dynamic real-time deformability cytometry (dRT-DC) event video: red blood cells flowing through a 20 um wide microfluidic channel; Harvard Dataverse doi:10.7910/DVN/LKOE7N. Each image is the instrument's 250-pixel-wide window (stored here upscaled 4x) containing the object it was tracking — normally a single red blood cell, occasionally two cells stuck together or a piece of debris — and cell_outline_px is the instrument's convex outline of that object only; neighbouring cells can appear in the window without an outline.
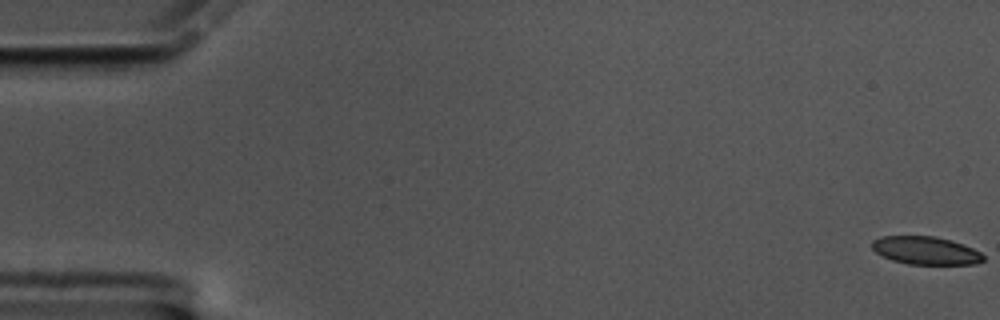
{"species": "common noctule bat (a hibernating species)", "species_latin": "Nyctalus noctula", "temperature_condition": "cold", "stored_images_in_passage": 61, "camera_frame_rate_fps": 3000, "um_per_image_px": 0.085, "animal": {"sex": "male", "body_mass_g": 17.5, "forearm_length_mm": 52.3}, "frame": {"image": 1, "passage_image": 1, "time_ms": 0.0, "image_size_px": [1000, 320], "cell_outline_px": [[984, 260], [976, 264], [908, 264], [892, 260], [876, 252], [872, 248], [872, 240], [880, 236], [936, 236], [952, 240], [972, 248], [980, 252], [984, 256]], "centroid_in_image_um": [78.68, 21.29], "position_along_channel_um": 6.3, "area_um2": 18.15}}
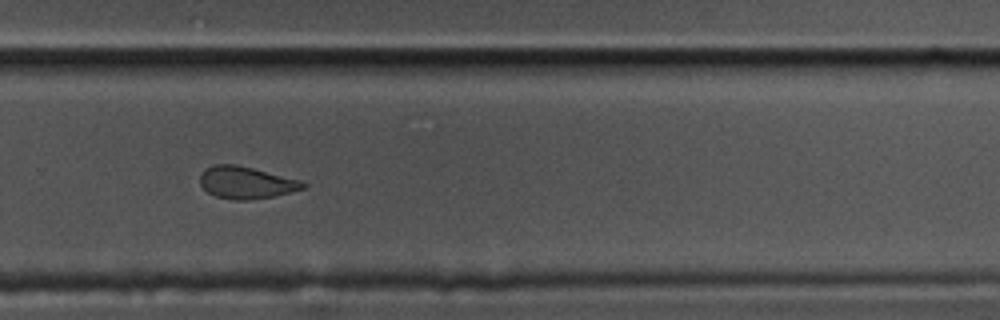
{"frame": {"image": 2, "passage_image": 41, "time_ms": 13.333, "image_size_px": [1000, 320], "cell_outline_px": [[308, 184], [304, 188], [272, 196], [244, 200], [232, 200], [216, 196], [208, 192], [200, 184], [200, 172], [204, 168], [212, 164], [236, 164], [300, 180]], "centroid_in_image_um": [20.86, 15.5], "position_along_channel_um": 308.9, "area_um2": 19.13}}
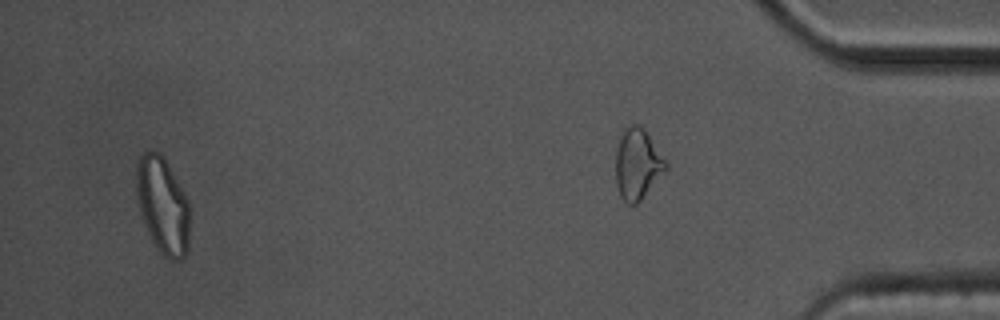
{"frame": {"image": 3, "passage_image": 58, "time_ms": 19.0, "image_size_px": [1000, 320], "cell_outline_px": [[188, 252], [180, 260], [172, 260], [164, 256], [160, 252], [152, 240], [144, 224], [140, 212], [136, 188], [136, 164], [140, 156], [144, 152], [160, 152], [164, 156], [188, 200]], "centroid_in_image_um": [13.82, 17.45], "position_along_channel_um": 421.4, "area_um2": 29.82}, "authors_computed_cell_mechanics": {"area_um2": 19.9988, "velocity_mm_per_s": 3.3806, "shape_relaxation_time_tau1_ms": null, "shape_relaxation_time_tau2_ms": 3.1443, "deformation_change_tau1": null, "deformation_change_tau2": 0.0943}}